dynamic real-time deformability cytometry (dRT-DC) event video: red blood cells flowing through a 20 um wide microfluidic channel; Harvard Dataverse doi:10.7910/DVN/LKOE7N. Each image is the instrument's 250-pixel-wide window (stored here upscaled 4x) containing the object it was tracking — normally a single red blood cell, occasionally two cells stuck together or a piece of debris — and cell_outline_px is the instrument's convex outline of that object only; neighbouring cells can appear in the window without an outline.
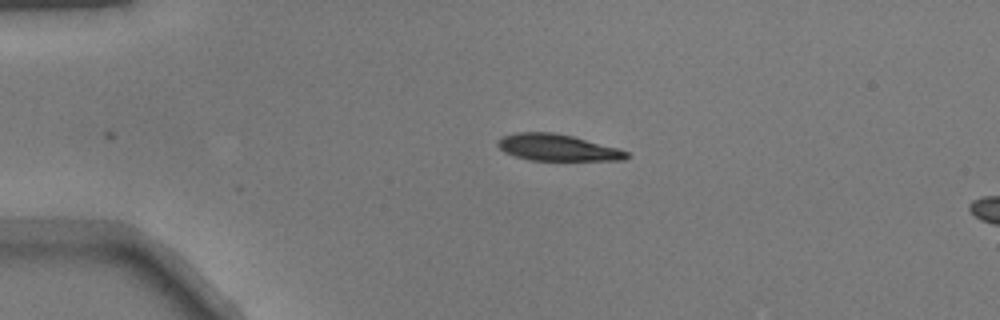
{"species": "common noctule bat (a hibernating species)", "species_latin": "Nyctalus noctula", "temperature_condition": "warm", "stored_images_in_passage": 5, "camera_frame_rate_fps": 3000, "um_per_image_px": 0.085, "animal": {"sex": "male", "body_mass_g": 17.9}, "frame": {"image": 1, "passage_image": 1, "time_ms": 0.0, "image_size_px": [1000, 320], "cell_outline_px": [[632, 156], [624, 160], [528, 160], [504, 152], [496, 144], [504, 136], [516, 132], [552, 132], [572, 136], [616, 148], [628, 152]], "centroid_in_image_um": [47.38, 12.55], "position_along_channel_um": 37.6, "area_um2": 19.71}}